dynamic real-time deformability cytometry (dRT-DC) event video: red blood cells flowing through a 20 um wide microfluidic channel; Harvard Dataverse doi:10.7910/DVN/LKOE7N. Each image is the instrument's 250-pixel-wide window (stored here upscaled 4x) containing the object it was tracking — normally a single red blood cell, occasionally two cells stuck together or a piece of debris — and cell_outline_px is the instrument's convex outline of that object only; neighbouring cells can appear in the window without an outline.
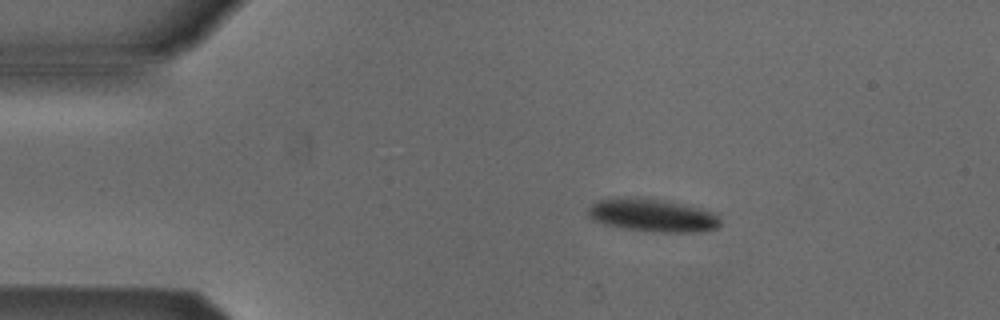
{"species": "Egyptian fruit bat (a non-hibernating species)", "species_latin": "Rousettus aegyptiacus", "temperature_condition": "cold", "stored_images_in_passage": 3, "camera_frame_rate_fps": 3000, "um_per_image_px": 0.085, "animal": {"sex": "male"}, "frame": {"image": 1, "passage_image": 2, "time_ms": 0.333, "image_size_px": [1000, 320], "cell_outline_px": [[720, 224], [716, 228], [696, 232], [660, 232], [624, 228], [604, 224], [592, 220], [588, 216], [588, 208], [592, 204], [600, 200], [664, 200], [712, 212], [720, 220]], "centroid_in_image_um": [55.47, 18.35], "position_along_channel_um": 29.5, "area_um2": 24.1}}